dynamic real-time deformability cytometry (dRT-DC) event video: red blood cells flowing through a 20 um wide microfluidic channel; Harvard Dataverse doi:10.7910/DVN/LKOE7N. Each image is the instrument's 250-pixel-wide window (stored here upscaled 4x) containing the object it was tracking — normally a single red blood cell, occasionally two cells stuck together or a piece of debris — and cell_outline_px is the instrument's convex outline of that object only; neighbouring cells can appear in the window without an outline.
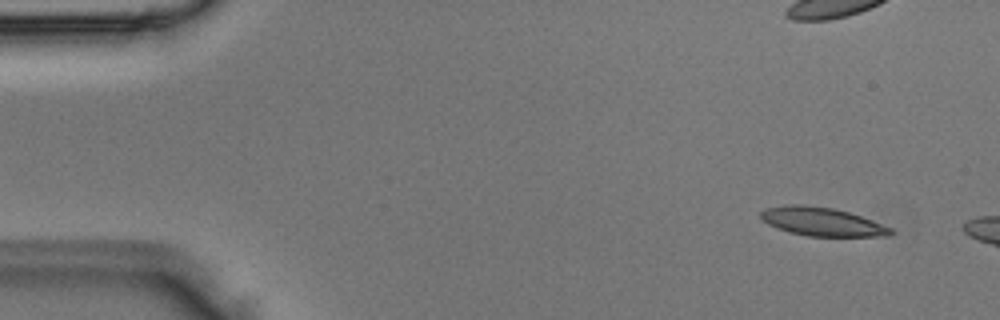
{"species": "Egyptian fruit bat (a non-hibernating species)", "species_latin": "Rousettus aegyptiacus", "temperature_condition": "room temperature", "stored_images_in_passage": 5, "camera_frame_rate_fps": 3000, "um_per_image_px": 0.085, "animal": {"sex": "male"}, "frame": {"image": 1, "passage_image": 1, "time_ms": 0.0, "image_size_px": [1000, 320], "cell_outline_px": [[896, 232], [892, 236], [808, 236], [788, 232], [776, 228], [768, 224], [760, 216], [760, 212], [764, 208], [788, 204], [804, 204], [832, 208], [848, 212], [872, 220], [892, 228]], "centroid_in_image_um": [69.87, 18.84], "position_along_channel_um": 15.1, "area_um2": 21.73}}